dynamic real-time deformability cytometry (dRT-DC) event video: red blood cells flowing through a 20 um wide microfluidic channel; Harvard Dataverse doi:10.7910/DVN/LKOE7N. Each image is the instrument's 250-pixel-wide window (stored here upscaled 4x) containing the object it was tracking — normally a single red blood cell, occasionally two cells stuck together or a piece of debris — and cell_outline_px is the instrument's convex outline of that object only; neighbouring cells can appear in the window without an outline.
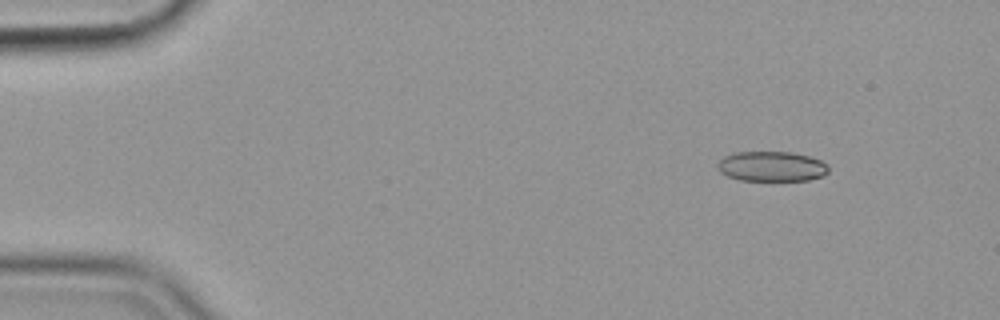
{"species": "common noctule bat (a hibernating species)", "species_latin": "Nyctalus noctula", "temperature_condition": "cold", "stored_images_in_passage": 51, "camera_frame_rate_fps": 3000, "um_per_image_px": 0.085, "animal": {"sex": "female", "body_mass_g": 19.9}, "frame": {"image": 1, "passage_image": 1, "time_ms": 0.0, "image_size_px": [1000, 320], "cell_outline_px": [[828, 172], [824, 176], [808, 180], [740, 180], [728, 176], [720, 172], [716, 164], [724, 156], [736, 152], [792, 152], [808, 156], [820, 160], [828, 164]], "centroid_in_image_um": [65.6, 14.14], "position_along_channel_um": 19.4, "area_um2": 19.42}}
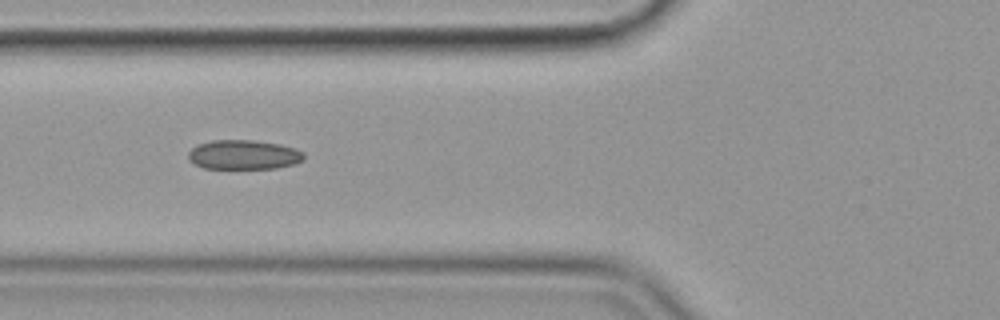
{"frame": {"image": 2, "passage_image": 16, "time_ms": 5.0, "image_size_px": [1000, 320], "cell_outline_px": [[304, 160], [292, 164], [276, 168], [204, 168], [188, 160], [188, 152], [196, 144], [212, 140], [252, 140], [280, 144], [296, 148], [304, 152]], "centroid_in_image_um": [20.71, 13.14], "position_along_channel_um": 105.1, "area_um2": 19.88}}
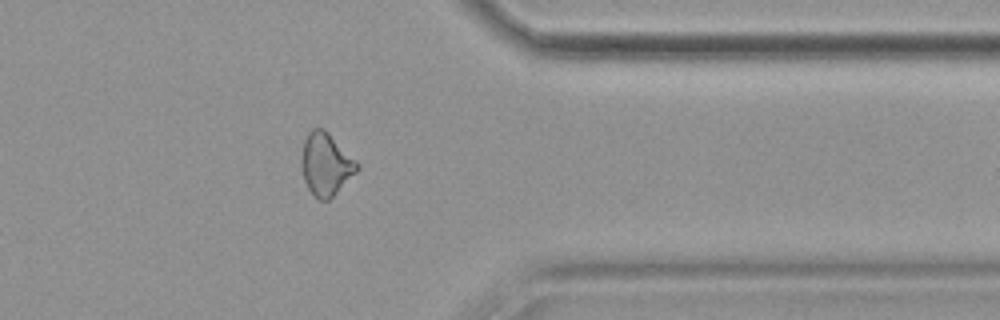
{"frame": {"image": 3, "passage_image": 40, "time_ms": 13.0, "image_size_px": [1000, 320], "cell_outline_px": [[360, 168], [328, 200], [320, 200], [308, 188], [304, 180], [300, 164], [300, 156], [304, 140], [308, 132], [312, 128], [324, 128], [360, 164]], "centroid_in_image_um": [27.67, 13.92], "position_along_channel_um": 383.7, "area_um2": 20.17}, "authors_computed_cell_mechanics": {"area_um2": 20.0566, "velocity_mm_per_s": 3.5956, "shape_relaxation_time_tau1_ms": 4.4305, "shape_relaxation_time_tau2_ms": 3.2396, "deformation_change_tau1": 0.098, "deformation_change_tau2": 0.089}}